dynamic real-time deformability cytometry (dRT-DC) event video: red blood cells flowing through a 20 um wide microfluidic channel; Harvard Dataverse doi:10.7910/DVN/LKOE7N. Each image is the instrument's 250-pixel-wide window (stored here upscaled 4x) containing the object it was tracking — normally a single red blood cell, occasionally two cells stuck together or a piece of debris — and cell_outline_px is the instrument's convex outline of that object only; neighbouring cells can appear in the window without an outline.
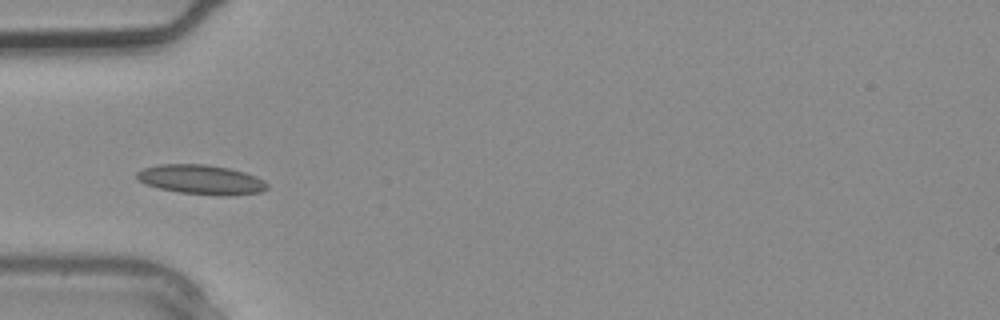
{"species": "common noctule bat (a hibernating species)", "species_latin": "Nyctalus noctula", "temperature_condition": "warm", "stored_images_in_passage": 4, "camera_frame_rate_fps": 3000, "um_per_image_px": 0.085, "animal": {"sex": "male", "body_mass_g": 20.4}, "frame": {"image": 1, "passage_image": 4, "time_ms": 1.0, "image_size_px": [1000, 320], "cell_outline_px": [[268, 188], [260, 192], [228, 196], [224, 196], [180, 192], [160, 188], [144, 184], [136, 176], [136, 172], [144, 168], [160, 164], [208, 164], [228, 168], [244, 172], [256, 176], [264, 180], [268, 184]], "centroid_in_image_um": [17.12, 15.26], "position_along_channel_um": 67.9, "area_um2": 22.37}}